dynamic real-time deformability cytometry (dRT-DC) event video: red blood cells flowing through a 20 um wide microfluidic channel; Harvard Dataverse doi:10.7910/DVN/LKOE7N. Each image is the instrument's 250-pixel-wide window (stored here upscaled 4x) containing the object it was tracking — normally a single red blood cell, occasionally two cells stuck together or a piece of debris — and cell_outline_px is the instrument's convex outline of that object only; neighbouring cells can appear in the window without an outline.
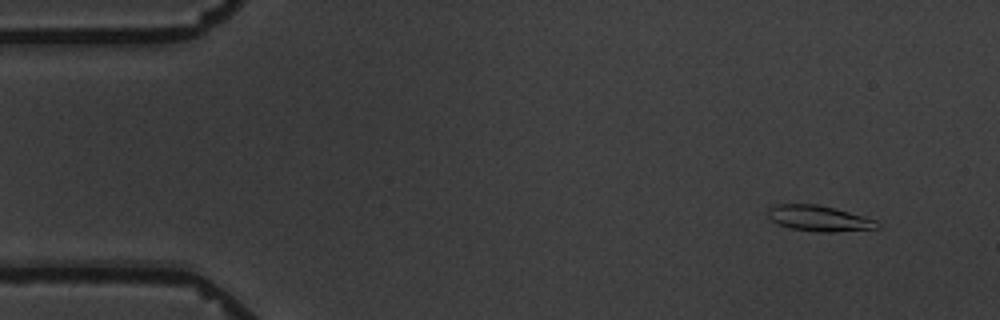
{"species": "common noctule bat (a hibernating species)", "species_latin": "Nyctalus noctula", "temperature_condition": "warm", "stored_images_in_passage": 7, "camera_frame_rate_fps": 3000, "um_per_image_px": 0.085, "animal": {"sex": "male", "body_mass_g": 19.5, "forearm_length_mm": 54.6}, "frame": {"image": 1, "passage_image": 1, "time_ms": 0.0, "image_size_px": [1000, 320], "cell_outline_px": [[880, 228], [832, 232], [816, 232], [792, 228], [780, 224], [772, 220], [768, 216], [768, 208], [776, 204], [816, 204], [848, 212], [876, 220], [880, 224]], "centroid_in_image_um": [69.62, 18.56], "position_along_channel_um": 15.4, "area_um2": 16.13}}
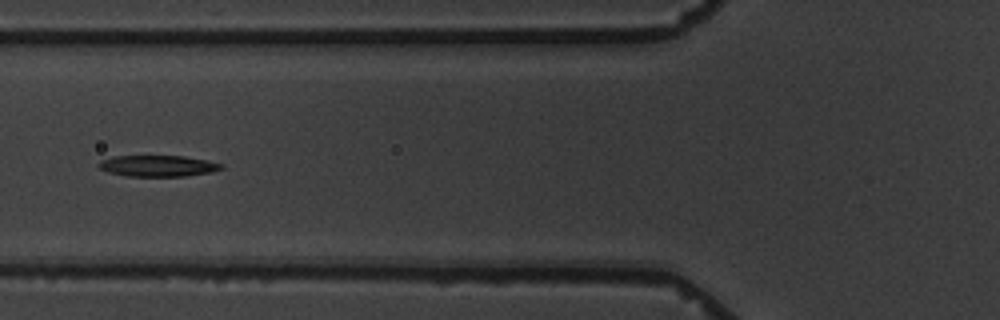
{"frame": {"image": 2, "passage_image": 6, "time_ms": 5.667, "image_size_px": [1000, 320], "cell_outline_px": [[224, 168], [212, 172], [184, 176], [128, 176], [108, 172], [100, 168], [96, 164], [100, 160], [112, 156], [184, 156], [224, 164]], "centroid_in_image_um": [13.4, 14.1], "position_along_channel_um": 112.4, "area_um2": 15.14}}
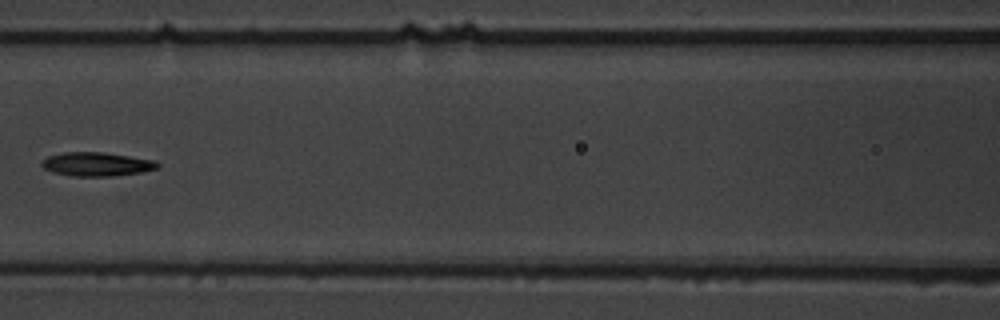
{"frame": {"image": 3, "passage_image": 7, "time_ms": 7.0, "image_size_px": [1000, 320], "cell_outline_px": [[160, 164], [156, 168], [140, 172], [112, 176], [72, 176], [52, 172], [44, 168], [40, 164], [48, 156], [64, 152], [104, 152], [156, 160]], "centroid_in_image_um": [8.21, 13.95], "position_along_channel_um": 158.4, "area_um2": 16.01}}